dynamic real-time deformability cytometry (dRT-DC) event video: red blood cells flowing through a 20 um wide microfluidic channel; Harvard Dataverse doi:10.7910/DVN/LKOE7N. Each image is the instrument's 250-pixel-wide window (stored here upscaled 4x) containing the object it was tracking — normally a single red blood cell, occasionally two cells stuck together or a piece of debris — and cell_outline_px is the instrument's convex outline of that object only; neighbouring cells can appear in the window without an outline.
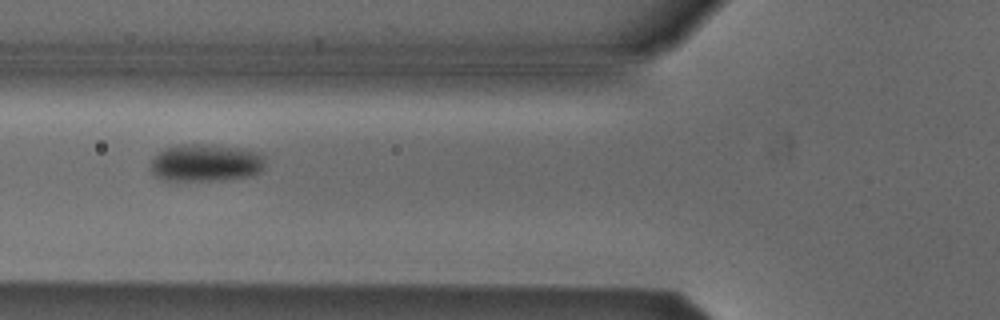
{"species": "Egyptian fruit bat (a non-hibernating species)", "species_latin": "Rousettus aegyptiacus", "temperature_condition": "cold", "stored_images_in_passage": 6, "camera_frame_rate_fps": 3000, "um_per_image_px": 0.085, "animal": {"sex": "male"}, "frame": {"image": 1, "passage_image": 4, "time_ms": 4.333, "image_size_px": [1000, 320], "cell_outline_px": [[264, 168], [260, 172], [252, 176], [224, 180], [164, 180], [156, 176], [148, 168], [152, 156], [164, 148], [176, 144], [208, 144], [240, 148], [256, 152], [264, 156]], "centroid_in_image_um": [17.44, 13.83], "position_along_channel_um": 108.4, "area_um2": 25.43}}
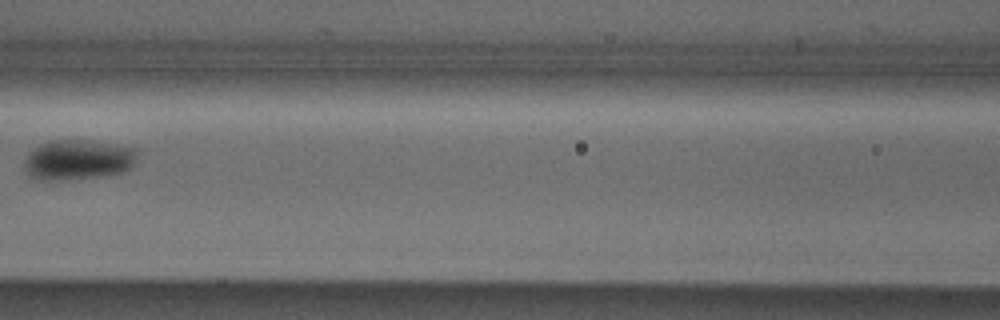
{"frame": {"image": 2, "passage_image": 5, "time_ms": 5.667, "image_size_px": [1000, 320], "cell_outline_px": [[136, 164], [132, 168], [120, 172], [104, 176], [60, 180], [44, 180], [28, 176], [24, 164], [28, 156], [40, 144], [48, 140], [84, 140], [116, 144], [136, 148]], "centroid_in_image_um": [6.67, 13.58], "position_along_channel_um": 159.9, "area_um2": 26.36}}
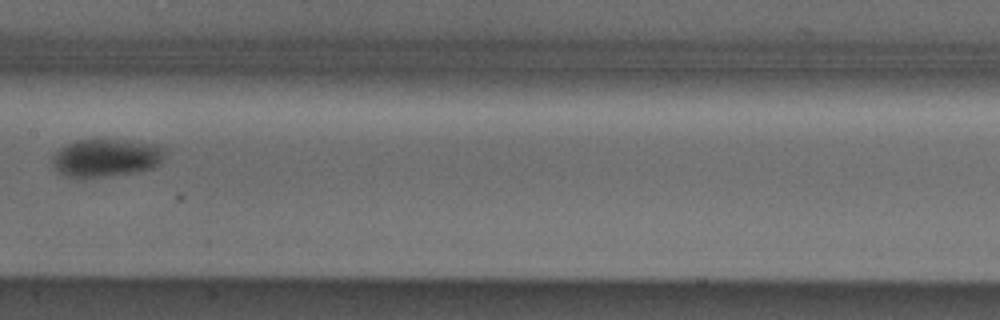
{"frame": {"image": 3, "passage_image": 6, "time_ms": 6.667, "image_size_px": [1000, 320], "cell_outline_px": [[168, 148], [160, 164], [152, 168], [136, 172], [80, 180], [64, 176], [52, 168], [52, 156], [60, 148], [76, 140], [104, 136], [160, 144]], "centroid_in_image_um": [9.03, 13.38], "position_along_channel_um": 198.4, "area_um2": 26.53}}